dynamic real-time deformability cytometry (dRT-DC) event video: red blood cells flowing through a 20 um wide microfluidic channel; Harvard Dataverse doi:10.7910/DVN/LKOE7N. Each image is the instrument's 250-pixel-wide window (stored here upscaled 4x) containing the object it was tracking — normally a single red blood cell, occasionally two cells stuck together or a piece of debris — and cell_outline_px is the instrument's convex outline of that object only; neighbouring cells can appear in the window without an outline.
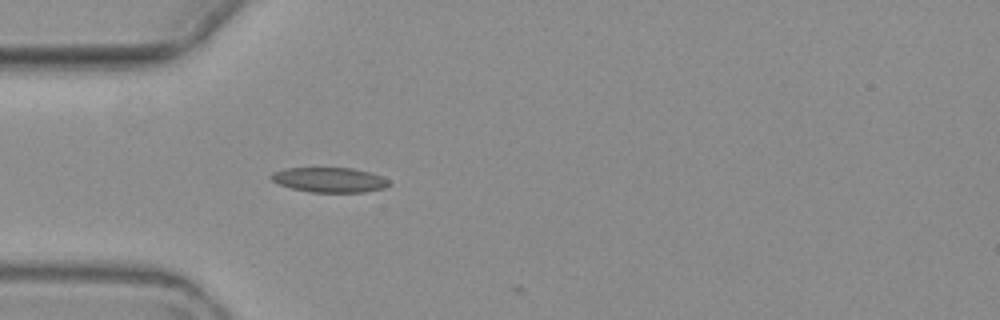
{"species": "common noctule bat (a hibernating species)", "species_latin": "Nyctalus noctula", "temperature_condition": "warm", "stored_images_in_passage": 3, "camera_frame_rate_fps": 3000, "um_per_image_px": 0.085, "animal": {"sex": "female", "body_mass_g": 19.3, "forearm_length_mm": 54.1}, "frame": {"image": 1, "passage_image": 3, "time_ms": 3.333, "image_size_px": [1000, 320], "cell_outline_px": [[388, 184], [384, 188], [364, 192], [312, 192], [292, 188], [280, 184], [272, 180], [272, 172], [284, 168], [352, 168], [368, 172], [380, 176], [388, 180]], "centroid_in_image_um": [27.99, 15.28], "position_along_channel_um": 57.0, "area_um2": 16.76}}